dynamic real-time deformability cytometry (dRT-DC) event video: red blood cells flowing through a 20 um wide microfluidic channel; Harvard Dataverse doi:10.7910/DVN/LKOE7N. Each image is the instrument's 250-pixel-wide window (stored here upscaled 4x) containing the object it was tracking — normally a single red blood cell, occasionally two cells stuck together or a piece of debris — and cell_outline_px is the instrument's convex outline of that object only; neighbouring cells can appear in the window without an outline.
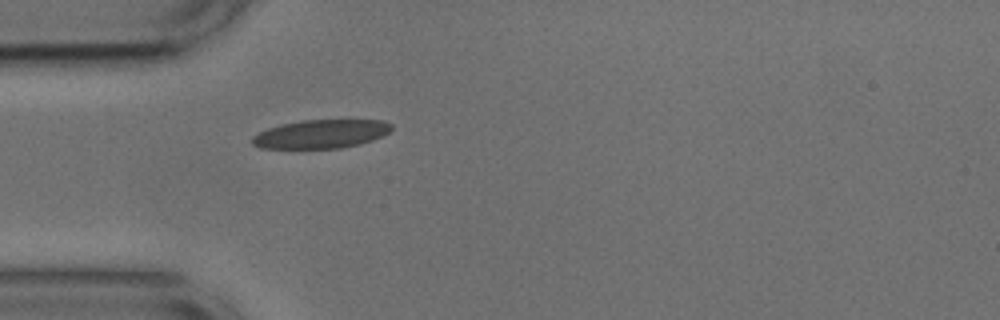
{"species": "common noctule bat (a hibernating species)", "species_latin": "Nyctalus noctula", "temperature_condition": "cold", "stored_images_in_passage": 36, "camera_frame_rate_fps": 3000, "um_per_image_px": 0.085, "animal": {"sex": "male", "body_mass_g": 17.9, "forearm_length_mm": 54.2}, "frame": {"image": 1, "passage_image": 1, "time_ms": 0.0, "image_size_px": [1000, 320], "cell_outline_px": [[392, 128], [388, 132], [372, 140], [360, 144], [340, 148], [260, 148], [252, 144], [252, 136], [268, 128], [280, 124], [300, 120], [380, 120], [392, 124]], "centroid_in_image_um": [27.26, 11.38], "position_along_channel_um": 57.7, "area_um2": 23.12}}
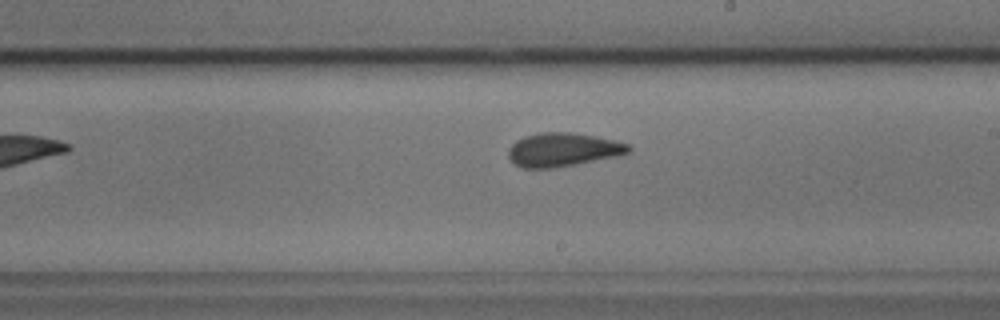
{"frame": {"image": 2, "passage_image": 16, "time_ms": 5.0, "image_size_px": [1000, 320], "cell_outline_px": [[632, 148], [628, 152], [620, 156], [576, 164], [552, 168], [520, 168], [512, 164], [508, 156], [508, 148], [516, 140], [524, 136], [540, 132], [572, 132], [612, 140], [628, 144]], "centroid_in_image_um": [47.79, 12.73], "position_along_channel_um": 241.2, "area_um2": 23.7}, "authors_computed_cell_mechanics": {"area_um2": 23.0911, "velocity_mm_per_s": 3.7196, "shape_relaxation_time_tau1_ms": 3.6734, "shape_relaxation_time_tau2_ms": 1.0798, "deformation_change_tau1": 0.1092, "deformation_change_tau2": 0.0778}}